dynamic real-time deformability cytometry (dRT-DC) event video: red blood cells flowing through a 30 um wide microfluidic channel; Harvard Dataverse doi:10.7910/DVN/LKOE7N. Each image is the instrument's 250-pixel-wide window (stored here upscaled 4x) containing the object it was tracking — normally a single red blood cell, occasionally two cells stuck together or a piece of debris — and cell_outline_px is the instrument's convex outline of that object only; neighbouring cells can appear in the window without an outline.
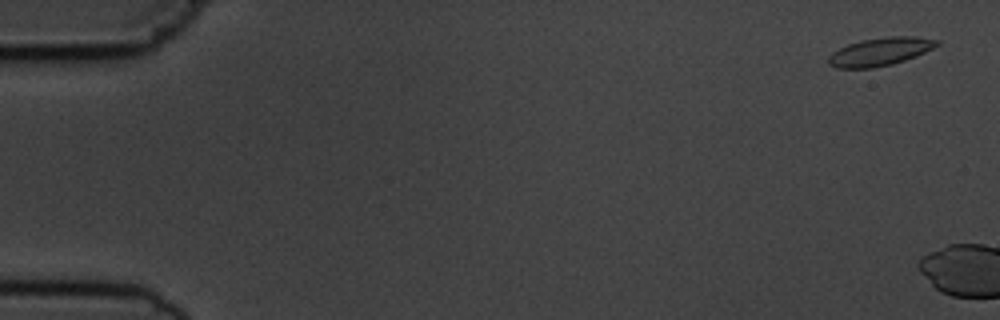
{"species": "common noctule bat (a hibernating species)", "species_latin": "Nyctalus noctula", "temperature_condition": "cold", "stored_images_in_passage": 2, "camera_frame_rate_fps": 3000, "um_per_image_px": 0.085, "animal": {"sex": "male", "body_mass_g": 19.5, "forearm_length_mm": 54.6}, "frame": {"image": 1, "passage_image": 1, "time_ms": 0.0, "image_size_px": [1000, 320], "cell_outline_px": [[940, 44], [916, 56], [892, 64], [872, 68], [836, 68], [828, 64], [828, 56], [832, 52], [848, 44], [860, 40], [888, 36], [916, 36], [940, 40]], "centroid_in_image_um": [74.8, 4.38], "position_along_channel_um": 10.2, "area_um2": 17.8}}